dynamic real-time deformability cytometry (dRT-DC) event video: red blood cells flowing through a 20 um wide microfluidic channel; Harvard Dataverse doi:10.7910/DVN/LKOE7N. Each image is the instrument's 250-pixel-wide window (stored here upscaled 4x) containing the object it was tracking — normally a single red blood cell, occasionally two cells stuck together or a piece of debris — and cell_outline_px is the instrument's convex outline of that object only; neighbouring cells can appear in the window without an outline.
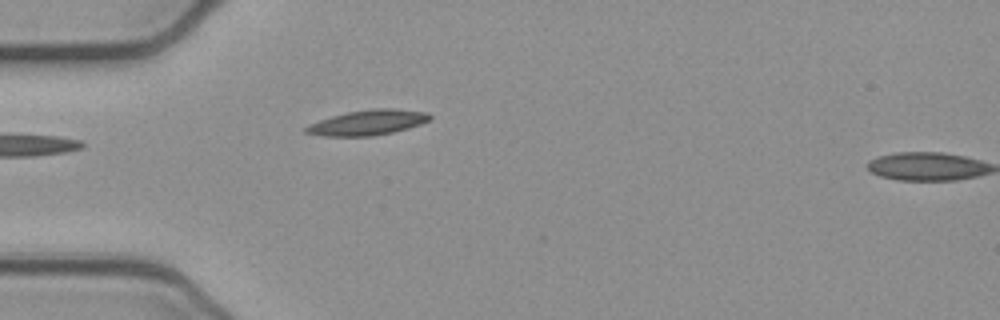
{"species": "common noctule bat (a hibernating species)", "species_latin": "Nyctalus noctula", "temperature_condition": "cold", "stored_images_in_passage": 2, "camera_frame_rate_fps": 3000, "um_per_image_px": 0.085, "animal": {"sex": "female", "body_mass_g": 21.9}, "frame": {"image": 1, "passage_image": 1, "time_ms": 0.0, "image_size_px": [1000, 320], "cell_outline_px": [[432, 120], [408, 128], [392, 132], [372, 136], [324, 136], [304, 132], [304, 128], [308, 124], [332, 116], [348, 112], [372, 108], [392, 108], [428, 112], [432, 116]], "centroid_in_image_um": [31.29, 10.41], "position_along_channel_um": 53.7, "area_um2": 18.21}}